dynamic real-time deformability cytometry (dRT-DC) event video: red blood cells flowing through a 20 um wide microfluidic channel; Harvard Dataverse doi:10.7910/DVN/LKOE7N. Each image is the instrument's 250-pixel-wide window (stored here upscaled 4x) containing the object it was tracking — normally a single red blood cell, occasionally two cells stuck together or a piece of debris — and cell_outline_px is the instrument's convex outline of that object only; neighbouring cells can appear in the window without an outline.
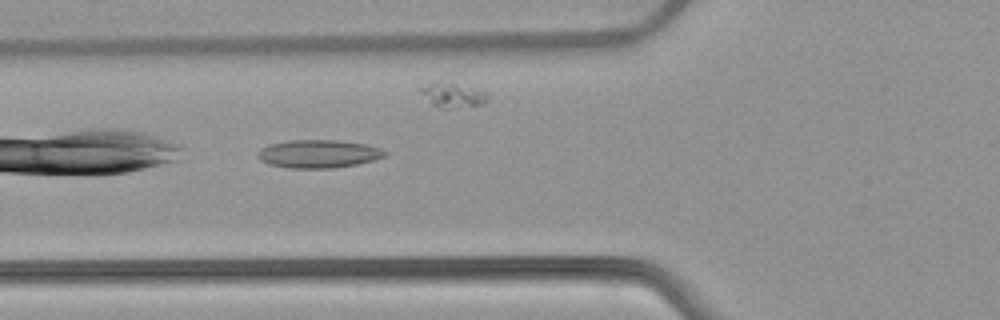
{"species": "common noctule bat (a hibernating species)", "species_latin": "Nyctalus noctula", "temperature_condition": "warm", "stored_images_in_passage": 18, "camera_frame_rate_fps": 3000, "um_per_image_px": 0.085, "animal": {"sex": "female", "body_mass_g": 22.7, "forearm_length_mm": 54.2}, "frame": {"image": 1, "passage_image": 4, "time_ms": 1.0, "image_size_px": [1000, 320], "cell_outline_px": [[388, 156], [356, 164], [332, 168], [288, 168], [268, 164], [260, 160], [256, 156], [256, 152], [260, 148], [268, 144], [288, 140], [336, 140], [364, 144], [380, 148], [388, 152]], "centroid_in_image_um": [27.02, 13.07], "position_along_channel_um": 98.8, "area_um2": 20.98}}
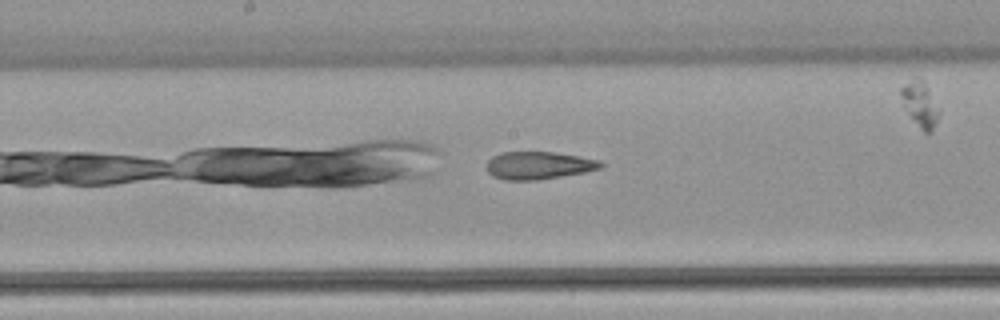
{"frame": {"image": 2, "passage_image": 12, "time_ms": 3.667, "image_size_px": [1000, 320], "cell_outline_px": [[604, 164], [600, 168], [584, 172], [536, 180], [504, 180], [492, 176], [488, 172], [488, 160], [492, 156], [500, 152], [552, 152], [580, 156], [600, 160]], "centroid_in_image_um": [45.77, 14.05], "position_along_channel_um": 202.4, "area_um2": 18.32}}
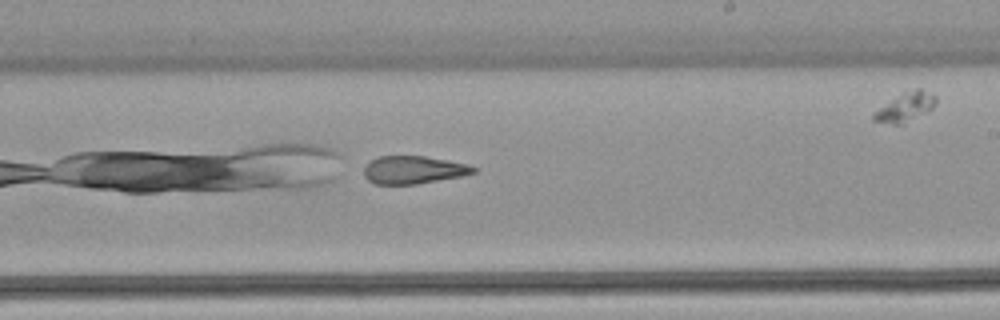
{"frame": {"image": 3, "passage_image": 16, "time_ms": 5.0, "image_size_px": [1000, 320], "cell_outline_px": [[480, 168], [476, 172], [460, 176], [416, 184], [376, 184], [368, 180], [364, 176], [364, 168], [376, 156], [424, 156], [448, 160], [468, 164]], "centroid_in_image_um": [35.17, 14.43], "position_along_channel_um": 253.8, "area_um2": 17.74}}